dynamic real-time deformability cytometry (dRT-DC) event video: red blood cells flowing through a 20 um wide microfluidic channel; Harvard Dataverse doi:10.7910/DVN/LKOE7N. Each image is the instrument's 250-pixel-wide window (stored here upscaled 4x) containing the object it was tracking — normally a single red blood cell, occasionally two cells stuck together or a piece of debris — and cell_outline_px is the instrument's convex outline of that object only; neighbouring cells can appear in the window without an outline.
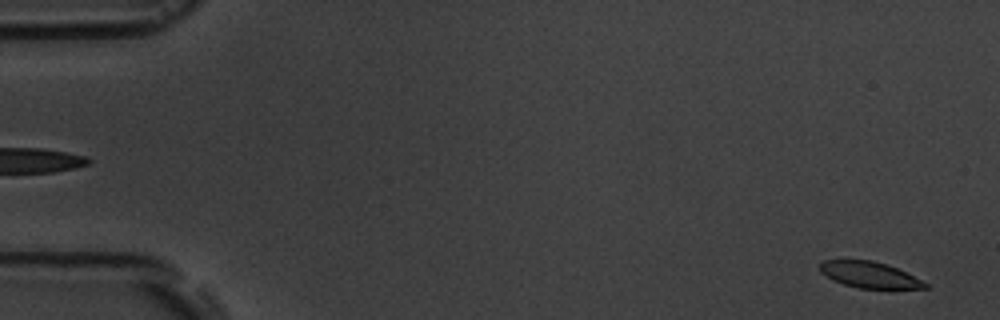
{"species": "common noctule bat (a hibernating species)", "species_latin": "Nyctalus noctula", "temperature_condition": "room temperature", "stored_images_in_passage": 2, "segment_of_instrument_passage": [2, 2], "camera_frame_rate_fps": 3000, "um_per_image_px": 0.085, "animal": {"sex": "male", "body_mass_g": 19.5, "forearm_length_mm": 54.6}, "frame": {"image": 1, "passage_image": 2, "time_ms": 1.333, "image_size_px": [1000, 320], "cell_outline_px": [[928, 288], [856, 288], [832, 280], [820, 272], [820, 264], [824, 260], [872, 260], [888, 264], [928, 284]], "centroid_in_image_um": [73.85, 23.35], "position_along_channel_um": 11.1, "area_um2": 15.78}}